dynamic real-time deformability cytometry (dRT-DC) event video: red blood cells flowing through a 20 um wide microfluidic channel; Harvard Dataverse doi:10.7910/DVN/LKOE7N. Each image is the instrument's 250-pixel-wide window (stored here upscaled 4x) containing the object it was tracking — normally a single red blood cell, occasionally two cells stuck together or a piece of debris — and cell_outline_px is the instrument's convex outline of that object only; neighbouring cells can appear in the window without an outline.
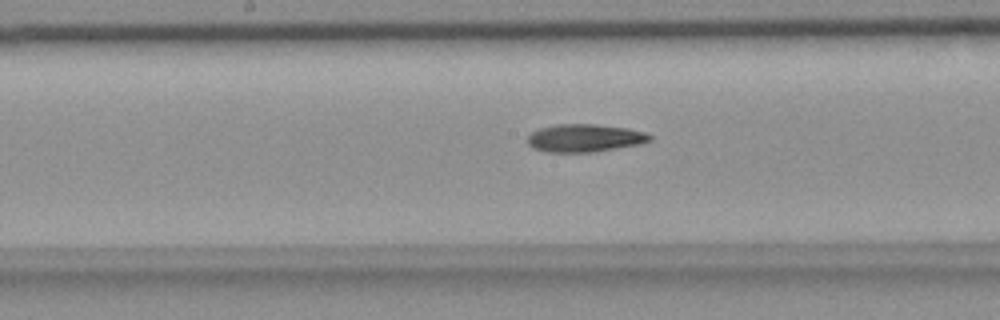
{"species": "common noctule bat (a hibernating species)", "species_latin": "Nyctalus noctula", "temperature_condition": "room temperature", "stored_images_in_passage": 48, "camera_frame_rate_fps": 3000, "um_per_image_px": 0.085, "animal": {"sex": "female", "body_mass_g": 18.4}, "frame": {"image": 1, "passage_image": 26, "time_ms": 8.333, "image_size_px": [1000, 320], "cell_outline_px": [[652, 140], [636, 144], [592, 152], [548, 152], [532, 148], [528, 144], [528, 136], [532, 132], [540, 128], [556, 124], [592, 124], [628, 128], [644, 132], [652, 136]], "centroid_in_image_um": [49.66, 11.73], "position_along_channel_um": 198.5, "area_um2": 19.59}}
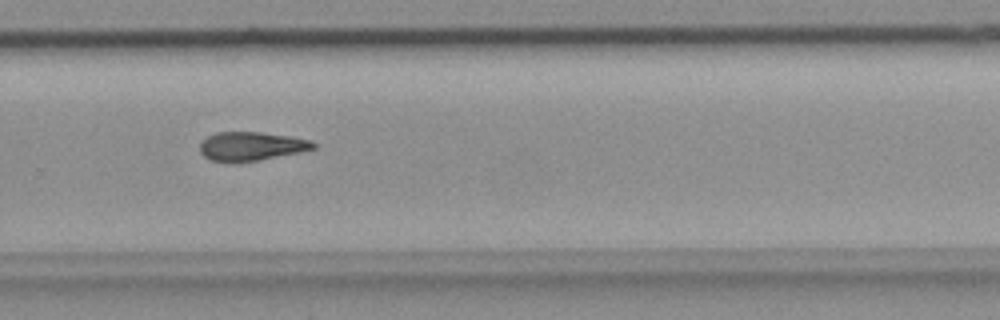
{"frame": {"image": 2, "passage_image": 35, "time_ms": 11.333, "image_size_px": [1000, 320], "cell_outline_px": [[316, 148], [300, 152], [260, 160], [212, 160], [204, 156], [200, 152], [200, 144], [208, 136], [216, 132], [260, 132], [288, 136], [308, 140], [316, 144]], "centroid_in_image_um": [21.37, 12.4], "position_along_channel_um": 308.4, "area_um2": 18.44}}
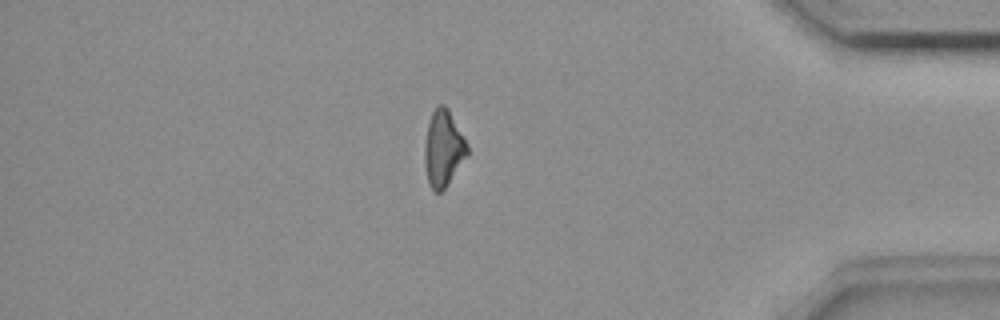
{"frame": {"image": 3, "passage_image": 45, "time_ms": 14.667, "image_size_px": [1000, 320], "cell_outline_px": [[468, 156], [444, 188], [440, 192], [432, 192], [428, 184], [424, 164], [424, 148], [428, 124], [432, 112], [436, 104], [444, 104], [448, 108], [468, 144]], "centroid_in_image_um": [37.67, 12.62], "position_along_channel_um": 397.5, "area_um2": 19.13}}